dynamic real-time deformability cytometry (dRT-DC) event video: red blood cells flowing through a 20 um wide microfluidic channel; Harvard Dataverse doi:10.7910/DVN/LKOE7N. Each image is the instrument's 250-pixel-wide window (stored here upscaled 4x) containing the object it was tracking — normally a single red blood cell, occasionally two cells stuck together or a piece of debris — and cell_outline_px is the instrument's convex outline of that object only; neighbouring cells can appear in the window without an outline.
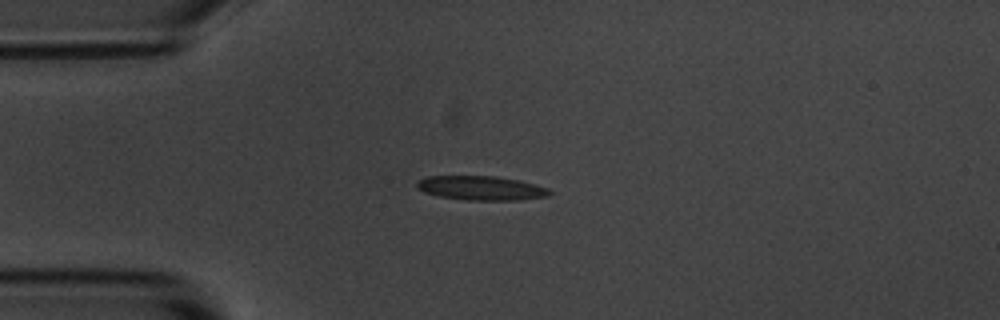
{"species": "common noctule bat (a hibernating species)", "species_latin": "Nyctalus noctula", "temperature_condition": "room temperature", "stored_images_in_passage": 2, "camera_frame_rate_fps": 3000, "um_per_image_px": 0.085, "animal": {"sex": "male", "body_mass_g": 20.1, "forearm_length_mm": 53.5}, "frame": {"image": 1, "passage_image": 1, "time_ms": 0.0, "image_size_px": [1000, 320], "cell_outline_px": [[552, 192], [548, 196], [520, 200], [468, 200], [440, 196], [424, 192], [416, 188], [416, 184], [420, 180], [428, 176], [496, 176], [516, 180], [548, 188]], "centroid_in_image_um": [40.89, 15.99], "position_along_channel_um": 44.1, "area_um2": 18.5}}
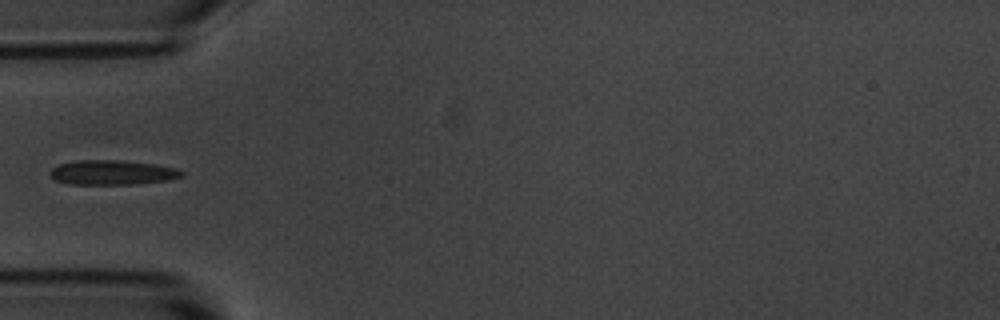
{"frame": {"image": 2, "passage_image": 2, "time_ms": 1.333, "image_size_px": [1000, 320], "cell_outline_px": [[184, 172], [180, 176], [168, 180], [136, 184], [68, 184], [56, 180], [48, 172], [52, 168], [60, 164], [80, 160], [116, 160], [156, 164], [176, 168]], "centroid_in_image_um": [9.53, 14.66], "position_along_channel_um": 75.5, "area_um2": 18.73}}